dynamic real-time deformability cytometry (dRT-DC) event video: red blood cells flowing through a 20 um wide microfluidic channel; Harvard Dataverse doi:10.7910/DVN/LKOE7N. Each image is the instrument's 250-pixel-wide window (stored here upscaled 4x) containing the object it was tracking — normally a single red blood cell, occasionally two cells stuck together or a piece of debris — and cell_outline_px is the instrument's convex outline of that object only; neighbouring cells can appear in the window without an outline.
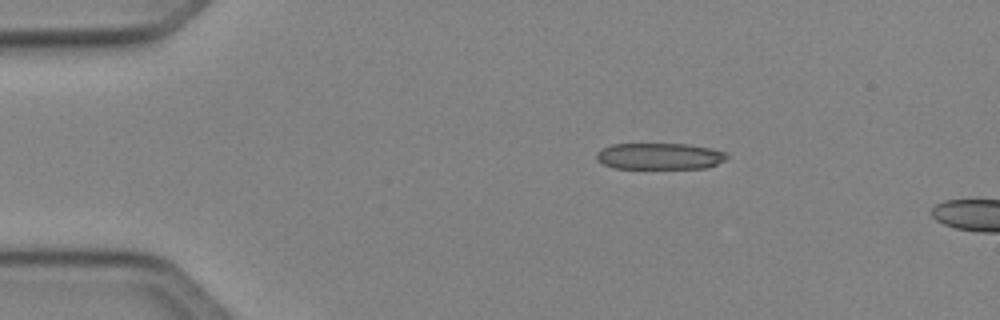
{"species": "Egyptian fruit bat (a non-hibernating species)", "species_latin": "Rousettus aegyptiacus", "temperature_condition": "cold", "stored_images_in_passage": 4, "camera_frame_rate_fps": 3000, "um_per_image_px": 0.085, "animal": {"sex": "female"}, "frame": {"image": 1, "passage_image": 1, "time_ms": 0.0, "image_size_px": [1000, 320], "cell_outline_px": [[728, 156], [724, 160], [716, 164], [704, 168], [616, 168], [604, 164], [596, 160], [596, 152], [600, 148], [612, 144], [688, 144], [712, 148], [728, 152]], "centroid_in_image_um": [56.06, 13.27], "position_along_channel_um": 28.9, "area_um2": 20.17}}